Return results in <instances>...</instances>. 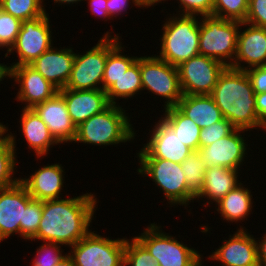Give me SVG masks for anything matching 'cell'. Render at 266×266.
Returning a JSON list of instances; mask_svg holds the SVG:
<instances>
[{
	"label": "cell",
	"mask_w": 266,
	"mask_h": 266,
	"mask_svg": "<svg viewBox=\"0 0 266 266\" xmlns=\"http://www.w3.org/2000/svg\"><path fill=\"white\" fill-rule=\"evenodd\" d=\"M43 201L32 199L23 216V239L32 240L38 231L42 217Z\"/></svg>",
	"instance_id": "d590c367"
},
{
	"label": "cell",
	"mask_w": 266,
	"mask_h": 266,
	"mask_svg": "<svg viewBox=\"0 0 266 266\" xmlns=\"http://www.w3.org/2000/svg\"><path fill=\"white\" fill-rule=\"evenodd\" d=\"M22 21L0 9V49L8 52L15 44Z\"/></svg>",
	"instance_id": "e575fe53"
},
{
	"label": "cell",
	"mask_w": 266,
	"mask_h": 266,
	"mask_svg": "<svg viewBox=\"0 0 266 266\" xmlns=\"http://www.w3.org/2000/svg\"><path fill=\"white\" fill-rule=\"evenodd\" d=\"M236 128L225 118L201 129L199 147H206L222 137L228 136Z\"/></svg>",
	"instance_id": "74e56055"
},
{
	"label": "cell",
	"mask_w": 266,
	"mask_h": 266,
	"mask_svg": "<svg viewBox=\"0 0 266 266\" xmlns=\"http://www.w3.org/2000/svg\"><path fill=\"white\" fill-rule=\"evenodd\" d=\"M247 73L254 93L266 92V65L260 67H253L245 70Z\"/></svg>",
	"instance_id": "60d3db41"
},
{
	"label": "cell",
	"mask_w": 266,
	"mask_h": 266,
	"mask_svg": "<svg viewBox=\"0 0 266 266\" xmlns=\"http://www.w3.org/2000/svg\"><path fill=\"white\" fill-rule=\"evenodd\" d=\"M150 132L137 158H159L181 164L193 152L161 118Z\"/></svg>",
	"instance_id": "9a60e30c"
},
{
	"label": "cell",
	"mask_w": 266,
	"mask_h": 266,
	"mask_svg": "<svg viewBox=\"0 0 266 266\" xmlns=\"http://www.w3.org/2000/svg\"><path fill=\"white\" fill-rule=\"evenodd\" d=\"M228 240H223L218 249L213 250L208 260L218 261L222 266H251L258 263L257 241L243 226H239Z\"/></svg>",
	"instance_id": "2e32d148"
},
{
	"label": "cell",
	"mask_w": 266,
	"mask_h": 266,
	"mask_svg": "<svg viewBox=\"0 0 266 266\" xmlns=\"http://www.w3.org/2000/svg\"><path fill=\"white\" fill-rule=\"evenodd\" d=\"M44 0H0V9L21 21L31 20L47 13Z\"/></svg>",
	"instance_id": "4dcf8cb0"
},
{
	"label": "cell",
	"mask_w": 266,
	"mask_h": 266,
	"mask_svg": "<svg viewBox=\"0 0 266 266\" xmlns=\"http://www.w3.org/2000/svg\"><path fill=\"white\" fill-rule=\"evenodd\" d=\"M264 65H266V28L241 22L236 57L230 67L245 71Z\"/></svg>",
	"instance_id": "ac0fdd59"
},
{
	"label": "cell",
	"mask_w": 266,
	"mask_h": 266,
	"mask_svg": "<svg viewBox=\"0 0 266 266\" xmlns=\"http://www.w3.org/2000/svg\"><path fill=\"white\" fill-rule=\"evenodd\" d=\"M139 92V93H138ZM142 92V79L140 72V57H138L107 90L106 95L110 104H119L116 102L119 98L128 100Z\"/></svg>",
	"instance_id": "f1b7e54d"
},
{
	"label": "cell",
	"mask_w": 266,
	"mask_h": 266,
	"mask_svg": "<svg viewBox=\"0 0 266 266\" xmlns=\"http://www.w3.org/2000/svg\"><path fill=\"white\" fill-rule=\"evenodd\" d=\"M241 170L226 167H207L201 190L196 194L195 200L206 199L205 207L219 202L229 191L242 182L239 180ZM205 198V199H204ZM212 200V201H211ZM212 202V203H210ZM207 204V205H206Z\"/></svg>",
	"instance_id": "cb8c5ba5"
},
{
	"label": "cell",
	"mask_w": 266,
	"mask_h": 266,
	"mask_svg": "<svg viewBox=\"0 0 266 266\" xmlns=\"http://www.w3.org/2000/svg\"><path fill=\"white\" fill-rule=\"evenodd\" d=\"M32 199L20 181L0 189V243L15 234L23 239L24 211Z\"/></svg>",
	"instance_id": "5bb4252c"
},
{
	"label": "cell",
	"mask_w": 266,
	"mask_h": 266,
	"mask_svg": "<svg viewBox=\"0 0 266 266\" xmlns=\"http://www.w3.org/2000/svg\"><path fill=\"white\" fill-rule=\"evenodd\" d=\"M143 233L134 236L153 256L159 266H194L203 256L175 236L164 232L157 223L147 225Z\"/></svg>",
	"instance_id": "ba28073f"
},
{
	"label": "cell",
	"mask_w": 266,
	"mask_h": 266,
	"mask_svg": "<svg viewBox=\"0 0 266 266\" xmlns=\"http://www.w3.org/2000/svg\"><path fill=\"white\" fill-rule=\"evenodd\" d=\"M72 47L52 46L29 65L58 90L65 88L73 68L75 52Z\"/></svg>",
	"instance_id": "ffe728a7"
},
{
	"label": "cell",
	"mask_w": 266,
	"mask_h": 266,
	"mask_svg": "<svg viewBox=\"0 0 266 266\" xmlns=\"http://www.w3.org/2000/svg\"><path fill=\"white\" fill-rule=\"evenodd\" d=\"M47 125L50 133L59 144L72 143L77 127L72 121L65 100L58 92L52 98L32 108Z\"/></svg>",
	"instance_id": "d6986e66"
},
{
	"label": "cell",
	"mask_w": 266,
	"mask_h": 266,
	"mask_svg": "<svg viewBox=\"0 0 266 266\" xmlns=\"http://www.w3.org/2000/svg\"><path fill=\"white\" fill-rule=\"evenodd\" d=\"M49 23L51 21L48 13L35 19L22 21L15 44L5 54V58H9L8 55H14V51L17 53L18 59L9 67L29 65L53 46V30L50 29L52 24Z\"/></svg>",
	"instance_id": "8fae6325"
},
{
	"label": "cell",
	"mask_w": 266,
	"mask_h": 266,
	"mask_svg": "<svg viewBox=\"0 0 266 266\" xmlns=\"http://www.w3.org/2000/svg\"><path fill=\"white\" fill-rule=\"evenodd\" d=\"M43 201L42 217L36 236L30 241L53 242L70 247L92 229L98 207L94 193Z\"/></svg>",
	"instance_id": "6da1fadb"
},
{
	"label": "cell",
	"mask_w": 266,
	"mask_h": 266,
	"mask_svg": "<svg viewBox=\"0 0 266 266\" xmlns=\"http://www.w3.org/2000/svg\"><path fill=\"white\" fill-rule=\"evenodd\" d=\"M64 98L68 113L75 126L101 113L110 103L106 91L102 89L72 90L63 88L58 91Z\"/></svg>",
	"instance_id": "7402d4cb"
},
{
	"label": "cell",
	"mask_w": 266,
	"mask_h": 266,
	"mask_svg": "<svg viewBox=\"0 0 266 266\" xmlns=\"http://www.w3.org/2000/svg\"><path fill=\"white\" fill-rule=\"evenodd\" d=\"M176 107L201 128L221 121L223 115L211 95H184Z\"/></svg>",
	"instance_id": "d4e9b609"
},
{
	"label": "cell",
	"mask_w": 266,
	"mask_h": 266,
	"mask_svg": "<svg viewBox=\"0 0 266 266\" xmlns=\"http://www.w3.org/2000/svg\"><path fill=\"white\" fill-rule=\"evenodd\" d=\"M255 110L259 120L266 126V92L255 93Z\"/></svg>",
	"instance_id": "ee69618b"
},
{
	"label": "cell",
	"mask_w": 266,
	"mask_h": 266,
	"mask_svg": "<svg viewBox=\"0 0 266 266\" xmlns=\"http://www.w3.org/2000/svg\"><path fill=\"white\" fill-rule=\"evenodd\" d=\"M226 66L211 57L197 55L180 64V87L184 95H210Z\"/></svg>",
	"instance_id": "7c38bea8"
},
{
	"label": "cell",
	"mask_w": 266,
	"mask_h": 266,
	"mask_svg": "<svg viewBox=\"0 0 266 266\" xmlns=\"http://www.w3.org/2000/svg\"><path fill=\"white\" fill-rule=\"evenodd\" d=\"M163 23L157 57L178 67L191 57L199 55L200 16H177L173 13Z\"/></svg>",
	"instance_id": "277c9868"
},
{
	"label": "cell",
	"mask_w": 266,
	"mask_h": 266,
	"mask_svg": "<svg viewBox=\"0 0 266 266\" xmlns=\"http://www.w3.org/2000/svg\"><path fill=\"white\" fill-rule=\"evenodd\" d=\"M124 48V45L122 46V42L120 41L107 54L102 81L103 91H106L119 77H121L122 74L126 72L127 68L138 58L137 56L125 55Z\"/></svg>",
	"instance_id": "f546056e"
},
{
	"label": "cell",
	"mask_w": 266,
	"mask_h": 266,
	"mask_svg": "<svg viewBox=\"0 0 266 266\" xmlns=\"http://www.w3.org/2000/svg\"><path fill=\"white\" fill-rule=\"evenodd\" d=\"M107 31L98 42L83 53H75L73 68L65 88L72 90L102 89L107 54L122 40ZM98 85V86H97Z\"/></svg>",
	"instance_id": "5b68a950"
},
{
	"label": "cell",
	"mask_w": 266,
	"mask_h": 266,
	"mask_svg": "<svg viewBox=\"0 0 266 266\" xmlns=\"http://www.w3.org/2000/svg\"><path fill=\"white\" fill-rule=\"evenodd\" d=\"M227 119L236 129L250 131L266 126L259 120L255 110V93L244 70L227 66L219 75L210 94Z\"/></svg>",
	"instance_id": "7a4b0ae2"
},
{
	"label": "cell",
	"mask_w": 266,
	"mask_h": 266,
	"mask_svg": "<svg viewBox=\"0 0 266 266\" xmlns=\"http://www.w3.org/2000/svg\"><path fill=\"white\" fill-rule=\"evenodd\" d=\"M8 126L1 123L0 127V189L17 184L19 178H15L17 168V147L14 133H8ZM7 132V134H6ZM16 167V168H15Z\"/></svg>",
	"instance_id": "4316f807"
},
{
	"label": "cell",
	"mask_w": 266,
	"mask_h": 266,
	"mask_svg": "<svg viewBox=\"0 0 266 266\" xmlns=\"http://www.w3.org/2000/svg\"><path fill=\"white\" fill-rule=\"evenodd\" d=\"M260 238L261 239L256 240L257 241L258 263L260 266H266V232Z\"/></svg>",
	"instance_id": "f6af8a7d"
},
{
	"label": "cell",
	"mask_w": 266,
	"mask_h": 266,
	"mask_svg": "<svg viewBox=\"0 0 266 266\" xmlns=\"http://www.w3.org/2000/svg\"><path fill=\"white\" fill-rule=\"evenodd\" d=\"M178 4L177 14L201 17L212 15L214 0H178Z\"/></svg>",
	"instance_id": "f35d334b"
},
{
	"label": "cell",
	"mask_w": 266,
	"mask_h": 266,
	"mask_svg": "<svg viewBox=\"0 0 266 266\" xmlns=\"http://www.w3.org/2000/svg\"><path fill=\"white\" fill-rule=\"evenodd\" d=\"M64 171L62 164H47L38 170L36 169L28 177H21L20 182L26 187L33 199L40 201L59 199L64 197L61 193L65 183Z\"/></svg>",
	"instance_id": "44dd1931"
},
{
	"label": "cell",
	"mask_w": 266,
	"mask_h": 266,
	"mask_svg": "<svg viewBox=\"0 0 266 266\" xmlns=\"http://www.w3.org/2000/svg\"><path fill=\"white\" fill-rule=\"evenodd\" d=\"M54 266H75L73 259L67 253L66 256L60 260V262Z\"/></svg>",
	"instance_id": "c3c4849f"
},
{
	"label": "cell",
	"mask_w": 266,
	"mask_h": 266,
	"mask_svg": "<svg viewBox=\"0 0 266 266\" xmlns=\"http://www.w3.org/2000/svg\"><path fill=\"white\" fill-rule=\"evenodd\" d=\"M161 119L175 132L183 144L193 151L199 149L201 128L189 117L185 116L176 106L163 109Z\"/></svg>",
	"instance_id": "83f0119b"
},
{
	"label": "cell",
	"mask_w": 266,
	"mask_h": 266,
	"mask_svg": "<svg viewBox=\"0 0 266 266\" xmlns=\"http://www.w3.org/2000/svg\"><path fill=\"white\" fill-rule=\"evenodd\" d=\"M88 1V8H90V12L95 17H101L102 21H108L110 16L108 15V9H107V0H85ZM106 19V20H105Z\"/></svg>",
	"instance_id": "7bdbcfd3"
},
{
	"label": "cell",
	"mask_w": 266,
	"mask_h": 266,
	"mask_svg": "<svg viewBox=\"0 0 266 266\" xmlns=\"http://www.w3.org/2000/svg\"><path fill=\"white\" fill-rule=\"evenodd\" d=\"M164 3V1L166 0H136L137 4H138V7L139 9L141 8H151V6H153L152 9H154V5H158V3ZM168 1V0H167Z\"/></svg>",
	"instance_id": "bcb514c9"
},
{
	"label": "cell",
	"mask_w": 266,
	"mask_h": 266,
	"mask_svg": "<svg viewBox=\"0 0 266 266\" xmlns=\"http://www.w3.org/2000/svg\"><path fill=\"white\" fill-rule=\"evenodd\" d=\"M181 169L184 172L188 187L197 194L203 186L204 175L207 169V166L201 159L198 151H193L181 163Z\"/></svg>",
	"instance_id": "1f68e13d"
},
{
	"label": "cell",
	"mask_w": 266,
	"mask_h": 266,
	"mask_svg": "<svg viewBox=\"0 0 266 266\" xmlns=\"http://www.w3.org/2000/svg\"><path fill=\"white\" fill-rule=\"evenodd\" d=\"M10 79L18 84L15 100L24 105L22 108H33L52 98L59 91L30 65L10 67Z\"/></svg>",
	"instance_id": "e0dca14e"
},
{
	"label": "cell",
	"mask_w": 266,
	"mask_h": 266,
	"mask_svg": "<svg viewBox=\"0 0 266 266\" xmlns=\"http://www.w3.org/2000/svg\"><path fill=\"white\" fill-rule=\"evenodd\" d=\"M142 93L144 90L164 99V109L176 106L182 98L178 69L156 56L140 57ZM164 97V98H163Z\"/></svg>",
	"instance_id": "30bf717a"
},
{
	"label": "cell",
	"mask_w": 266,
	"mask_h": 266,
	"mask_svg": "<svg viewBox=\"0 0 266 266\" xmlns=\"http://www.w3.org/2000/svg\"><path fill=\"white\" fill-rule=\"evenodd\" d=\"M248 8L249 0H214L212 15L245 22Z\"/></svg>",
	"instance_id": "d6a6232c"
},
{
	"label": "cell",
	"mask_w": 266,
	"mask_h": 266,
	"mask_svg": "<svg viewBox=\"0 0 266 266\" xmlns=\"http://www.w3.org/2000/svg\"><path fill=\"white\" fill-rule=\"evenodd\" d=\"M122 107L120 104H110L101 113L81 123L77 126L73 143L107 147L133 142L137 136L136 131L130 122L129 113Z\"/></svg>",
	"instance_id": "3957f363"
},
{
	"label": "cell",
	"mask_w": 266,
	"mask_h": 266,
	"mask_svg": "<svg viewBox=\"0 0 266 266\" xmlns=\"http://www.w3.org/2000/svg\"><path fill=\"white\" fill-rule=\"evenodd\" d=\"M8 63L5 65L3 63H0V82L4 79H10V67Z\"/></svg>",
	"instance_id": "7dc6e473"
},
{
	"label": "cell",
	"mask_w": 266,
	"mask_h": 266,
	"mask_svg": "<svg viewBox=\"0 0 266 266\" xmlns=\"http://www.w3.org/2000/svg\"><path fill=\"white\" fill-rule=\"evenodd\" d=\"M246 23L266 28V0H249Z\"/></svg>",
	"instance_id": "ab89813d"
},
{
	"label": "cell",
	"mask_w": 266,
	"mask_h": 266,
	"mask_svg": "<svg viewBox=\"0 0 266 266\" xmlns=\"http://www.w3.org/2000/svg\"><path fill=\"white\" fill-rule=\"evenodd\" d=\"M41 246L37 247L35 258L31 263L32 266H54L62 260L67 253H64L62 244L53 242H42ZM65 255H64V254Z\"/></svg>",
	"instance_id": "8d00e7d4"
},
{
	"label": "cell",
	"mask_w": 266,
	"mask_h": 266,
	"mask_svg": "<svg viewBox=\"0 0 266 266\" xmlns=\"http://www.w3.org/2000/svg\"><path fill=\"white\" fill-rule=\"evenodd\" d=\"M129 5L131 6L134 5L138 7L136 0H107L106 6L108 9V15L110 16L112 20H114L113 18L115 19L118 18L119 15H121L122 13L123 15L127 14L126 11H127V8L130 7Z\"/></svg>",
	"instance_id": "b9f144b4"
},
{
	"label": "cell",
	"mask_w": 266,
	"mask_h": 266,
	"mask_svg": "<svg viewBox=\"0 0 266 266\" xmlns=\"http://www.w3.org/2000/svg\"><path fill=\"white\" fill-rule=\"evenodd\" d=\"M126 238L111 239L91 230L68 254L75 266H124Z\"/></svg>",
	"instance_id": "9c48e42d"
},
{
	"label": "cell",
	"mask_w": 266,
	"mask_h": 266,
	"mask_svg": "<svg viewBox=\"0 0 266 266\" xmlns=\"http://www.w3.org/2000/svg\"><path fill=\"white\" fill-rule=\"evenodd\" d=\"M130 240V241H129ZM124 266H159L149 251L133 236L126 239Z\"/></svg>",
	"instance_id": "836d02e7"
},
{
	"label": "cell",
	"mask_w": 266,
	"mask_h": 266,
	"mask_svg": "<svg viewBox=\"0 0 266 266\" xmlns=\"http://www.w3.org/2000/svg\"><path fill=\"white\" fill-rule=\"evenodd\" d=\"M240 21L227 20L214 15L201 16L199 55L214 58L226 67L236 57Z\"/></svg>",
	"instance_id": "8992f818"
},
{
	"label": "cell",
	"mask_w": 266,
	"mask_h": 266,
	"mask_svg": "<svg viewBox=\"0 0 266 266\" xmlns=\"http://www.w3.org/2000/svg\"><path fill=\"white\" fill-rule=\"evenodd\" d=\"M245 132L247 130L235 129L228 136L206 147H199L197 151L206 166L241 170L240 167L243 162L245 164V158L248 156L247 150L251 149L247 148L248 141L246 142V137H244Z\"/></svg>",
	"instance_id": "4fadbf2b"
},
{
	"label": "cell",
	"mask_w": 266,
	"mask_h": 266,
	"mask_svg": "<svg viewBox=\"0 0 266 266\" xmlns=\"http://www.w3.org/2000/svg\"><path fill=\"white\" fill-rule=\"evenodd\" d=\"M55 4H59L60 5H73L74 3L75 4H78V2H82V1H85V0H53Z\"/></svg>",
	"instance_id": "681fc988"
},
{
	"label": "cell",
	"mask_w": 266,
	"mask_h": 266,
	"mask_svg": "<svg viewBox=\"0 0 266 266\" xmlns=\"http://www.w3.org/2000/svg\"><path fill=\"white\" fill-rule=\"evenodd\" d=\"M243 183L229 191L219 202L215 204L216 211L221 215V219L228 223H240L244 219L247 221L253 208V200L250 188ZM223 217V218H222Z\"/></svg>",
	"instance_id": "484cf974"
},
{
	"label": "cell",
	"mask_w": 266,
	"mask_h": 266,
	"mask_svg": "<svg viewBox=\"0 0 266 266\" xmlns=\"http://www.w3.org/2000/svg\"><path fill=\"white\" fill-rule=\"evenodd\" d=\"M21 110L20 133L28 143V148L36 154V158L42 159L49 154L53 146L60 144L54 139L47 125L32 108H22Z\"/></svg>",
	"instance_id": "603a6c76"
},
{
	"label": "cell",
	"mask_w": 266,
	"mask_h": 266,
	"mask_svg": "<svg viewBox=\"0 0 266 266\" xmlns=\"http://www.w3.org/2000/svg\"><path fill=\"white\" fill-rule=\"evenodd\" d=\"M202 260H203V257L194 266H204L203 265L204 261H202Z\"/></svg>",
	"instance_id": "f907efd6"
},
{
	"label": "cell",
	"mask_w": 266,
	"mask_h": 266,
	"mask_svg": "<svg viewBox=\"0 0 266 266\" xmlns=\"http://www.w3.org/2000/svg\"><path fill=\"white\" fill-rule=\"evenodd\" d=\"M138 160L140 165L136 170L138 175L149 177L158 189L160 187L165 196L162 200L167 199L169 207L178 205L187 207L191 201L194 202L196 194L188 187L181 164L159 158H138Z\"/></svg>",
	"instance_id": "52a82bcc"
}]
</instances>
